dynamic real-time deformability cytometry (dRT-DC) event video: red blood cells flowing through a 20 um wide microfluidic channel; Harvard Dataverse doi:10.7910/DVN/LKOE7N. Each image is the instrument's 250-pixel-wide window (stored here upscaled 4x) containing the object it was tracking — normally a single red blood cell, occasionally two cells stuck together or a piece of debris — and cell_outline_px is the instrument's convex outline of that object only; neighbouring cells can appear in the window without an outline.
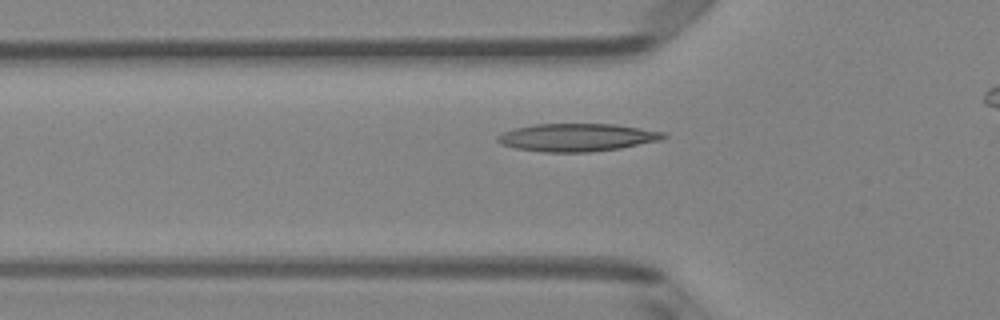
{"species": "Egyptian fruit bat (a non-hibernating species)", "species_latin": "Rousettus aegyptiacus", "temperature_condition": "room temperature", "stored_images_in_passage": 37, "camera_frame_rate_fps": 3000, "um_per_image_px": 0.085, "animal": {"sex": "female"}, "frame": {"image": 1, "passage_image": 12, "time_ms": 3.667, "image_size_px": [1000, 320], "cell_outline_px": [[668, 136], [660, 140], [620, 148], [592, 152], [544, 152], [516, 148], [500, 144], [496, 140], [496, 136], [504, 132], [516, 128], [532, 124], [612, 124], [664, 132]], "centroid_in_image_um": [49.02, 11.68], "position_along_channel_um": 76.8, "area_um2": 26.76}}
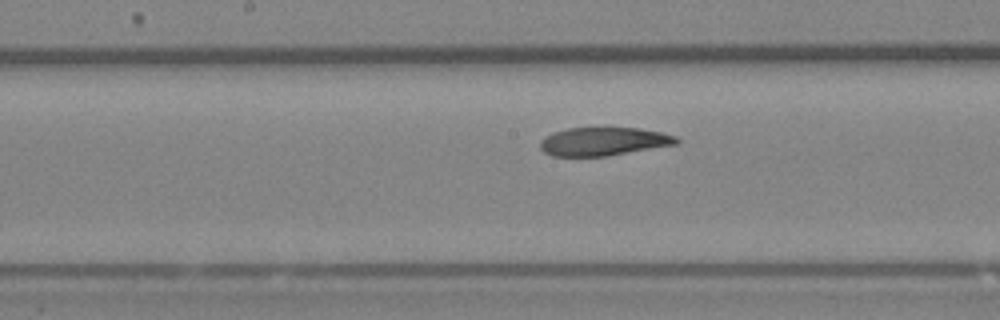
{"frame": {"image": 2, "passage_image": 21, "time_ms": 6.667, "image_size_px": [1000, 320], "cell_outline_px": [[680, 140], [676, 144], [604, 156], [552, 156], [544, 152], [540, 148], [540, 140], [544, 136], [552, 132], [568, 128], [640, 128], [664, 132], [676, 136]], "centroid_in_image_um": [51.27, 12.01], "position_along_channel_um": 196.9, "area_um2": 22.48}}
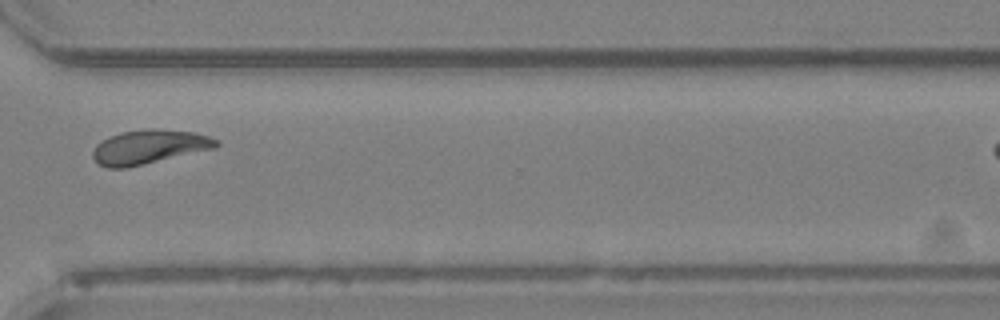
{"frame": {"image": 3, "passage_image": 33, "time_ms": 10.667, "image_size_px": [1000, 320], "cell_outline_px": [[220, 144], [216, 148], [128, 168], [108, 168], [96, 164], [92, 156], [92, 152], [96, 144], [120, 132], [192, 132], [208, 136], [220, 140]], "centroid_in_image_um": [12.65, 12.56], "position_along_channel_um": 357.9, "area_um2": 23.64}}